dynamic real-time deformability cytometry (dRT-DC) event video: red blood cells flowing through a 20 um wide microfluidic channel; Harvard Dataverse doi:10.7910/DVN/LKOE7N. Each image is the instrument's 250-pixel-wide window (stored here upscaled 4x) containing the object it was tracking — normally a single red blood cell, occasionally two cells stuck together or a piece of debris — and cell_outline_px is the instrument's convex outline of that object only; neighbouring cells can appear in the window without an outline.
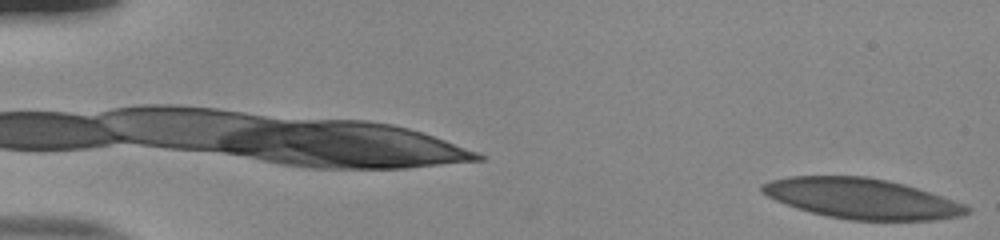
{"species": "human", "species_latin": "Homo sapiens", "temperature_condition": "room temperature", "stored_images_in_passage": 54, "camera_frame_rate_fps": 3000, "um_per_image_px": 0.085, "donor": {"sex": "male"}, "frame": {"image": 1, "passage_image": 1, "time_ms": 0.0, "image_size_px": [1000, 240], "cell_outline_px": [[972, 208], [968, 212], [960, 216], [932, 220], [848, 220], [828, 216], [796, 208], [776, 200], [760, 192], [760, 184], [772, 180], [792, 176], [864, 176], [888, 180], [904, 184], [964, 204]], "centroid_in_image_um": [73.21, 16.87], "position_along_channel_um": 11.8, "area_um2": 47.74}}
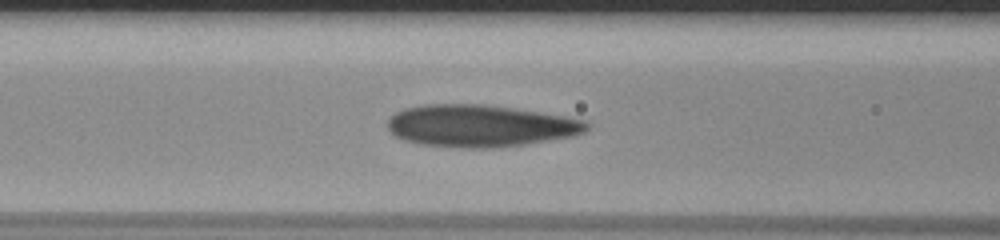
{"frame": {"image": 2, "passage_image": 23, "time_ms": 7.333, "image_size_px": [1000, 240], "cell_outline_px": [[588, 128], [584, 132], [576, 136], [524, 144], [492, 148], [460, 148], [424, 144], [404, 140], [388, 132], [388, 120], [396, 112], [404, 108], [424, 104], [484, 104], [512, 108], [564, 116], [588, 120]], "centroid_in_image_um": [40.82, 10.69], "position_along_channel_um": 125.8, "area_um2": 48.84}}
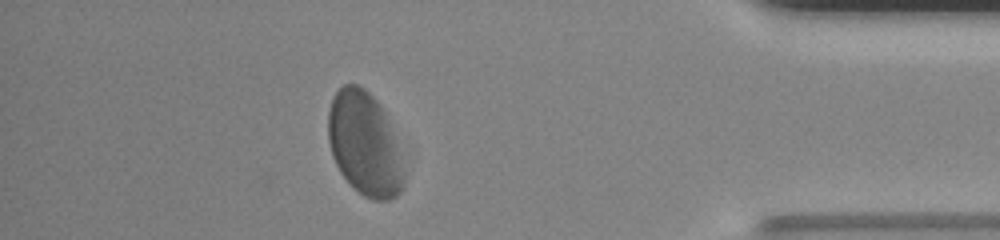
{"frame": {"image": 3, "passage_image": 48, "time_ms": 15.667, "image_size_px": [1000, 240], "cell_outline_px": [[404, 188], [396, 196], [388, 200], [372, 200], [364, 196], [352, 188], [340, 172], [332, 156], [328, 140], [328, 112], [332, 96], [344, 84], [356, 84], [364, 88], [380, 104], [388, 120], [400, 156], [404, 180]], "centroid_in_image_um": [30.95, 12.25], "position_along_channel_um": 404.2, "area_um2": 45.66}, "authors_computed_cell_mechanics": {"area_um2": 48.7254, "velocity_mm_per_s": 3.7586, "shape_relaxation_time_tau1_ms": 3.5227, "shape_relaxation_time_tau2_ms": 1.706, "deformation_change_tau1": 0.1182, "deformation_change_tau2": 0.0809}}